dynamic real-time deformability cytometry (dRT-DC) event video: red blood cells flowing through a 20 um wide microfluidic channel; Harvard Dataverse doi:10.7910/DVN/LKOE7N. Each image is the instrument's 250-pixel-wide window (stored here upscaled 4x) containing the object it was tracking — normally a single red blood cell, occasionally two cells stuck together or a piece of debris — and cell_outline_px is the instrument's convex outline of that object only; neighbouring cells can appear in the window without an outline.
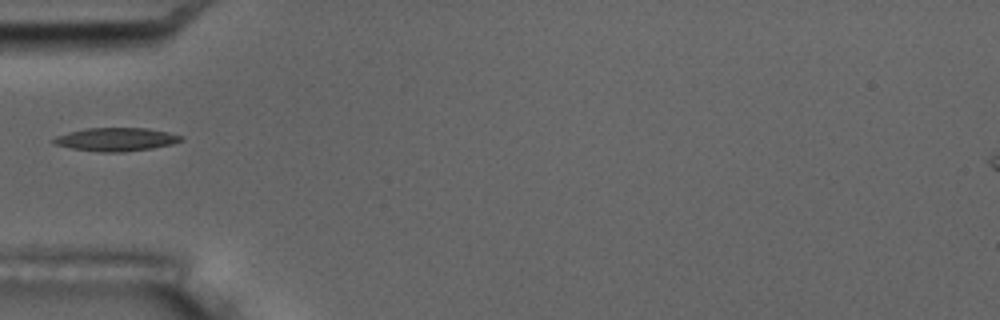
{"species": "common noctule bat (a hibernating species)", "species_latin": "Nyctalus noctula", "temperature_condition": "room temperature", "stored_images_in_passage": 3, "camera_frame_rate_fps": 3000, "um_per_image_px": 0.085, "animal": {"sex": "male", "body_mass_g": 17.5, "forearm_length_mm": 52.3}, "frame": {"image": 1, "passage_image": 3, "time_ms": 2.0, "image_size_px": [1000, 320], "cell_outline_px": [[184, 140], [172, 144], [152, 148], [124, 152], [100, 152], [72, 148], [52, 144], [48, 140], [56, 136], [68, 132], [84, 128], [148, 128], [168, 132], [184, 136]], "centroid_in_image_um": [9.84, 11.84], "position_along_channel_um": 75.2, "area_um2": 17.57}}